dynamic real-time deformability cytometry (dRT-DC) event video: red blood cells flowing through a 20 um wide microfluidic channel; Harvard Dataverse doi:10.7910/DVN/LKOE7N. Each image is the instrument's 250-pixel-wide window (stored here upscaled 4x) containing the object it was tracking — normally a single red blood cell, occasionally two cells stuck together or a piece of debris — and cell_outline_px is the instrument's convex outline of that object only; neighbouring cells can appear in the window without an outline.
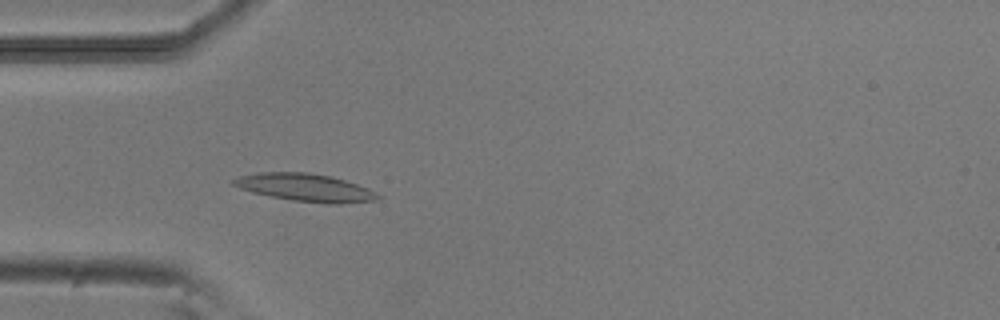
{"species": "common noctule bat (a hibernating species)", "species_latin": "Nyctalus noctula", "temperature_condition": "room temperature", "stored_images_in_passage": 36, "camera_frame_rate_fps": 3000, "um_per_image_px": 0.085, "animal": {"sex": "male", "body_mass_g": 20.5, "forearm_length_mm": 52.5}, "frame": {"image": 1, "passage_image": 8, "time_ms": 2.333, "image_size_px": [1000, 320], "cell_outline_px": [[380, 196], [376, 200], [340, 204], [324, 204], [292, 200], [252, 192], [240, 188], [232, 184], [232, 180], [240, 176], [260, 172], [308, 172], [332, 176], [368, 188], [376, 192]], "centroid_in_image_um": [25.97, 15.94], "position_along_channel_um": 59.0, "area_um2": 23.24}}
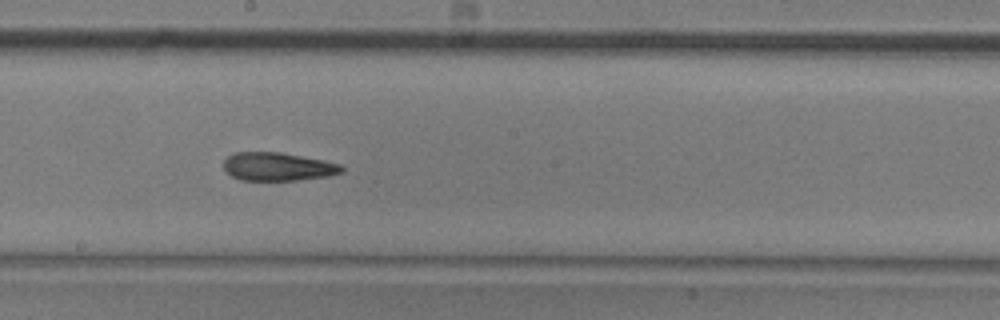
{"frame": {"image": 2, "passage_image": 21, "time_ms": 6.667, "image_size_px": [1000, 320], "cell_outline_px": [[344, 172], [328, 176], [296, 180], [240, 180], [224, 172], [224, 160], [232, 152], [280, 152], [324, 160], [340, 164], [344, 168]], "centroid_in_image_um": [23.6, 14.16], "position_along_channel_um": 224.6, "area_um2": 19.59}}
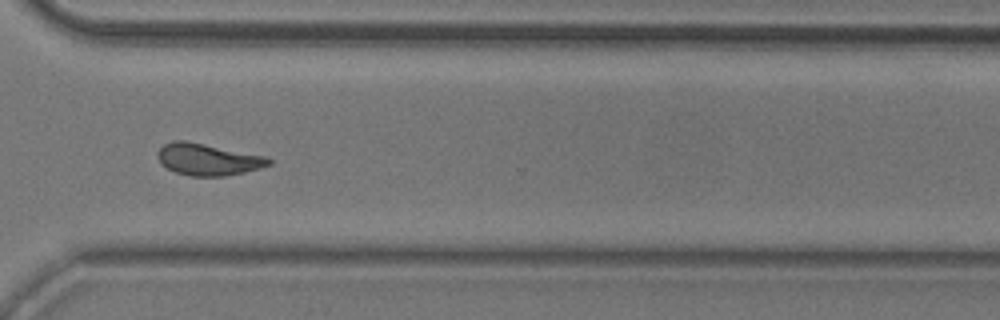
{"frame": {"image": 3, "passage_image": 31, "time_ms": 10.0, "image_size_px": [1000, 320], "cell_outline_px": [[272, 164], [260, 168], [244, 172], [224, 176], [188, 176], [176, 172], [160, 164], [156, 156], [156, 152], [164, 144], [172, 140], [184, 140], [268, 156], [272, 160]], "centroid_in_image_um": [17.67, 13.54], "position_along_channel_um": 352.9, "area_um2": 20.81}, "authors_computed_cell_mechanics": {"area_um2": 20.0566, "velocity_mm_per_s": 3.856, "shape_relaxation_time_tau1_ms": 8.1032, "shape_relaxation_time_tau2_ms": 3.1679, "deformation_change_tau1": 0.2028, "deformation_change_tau2": 0.1067}}